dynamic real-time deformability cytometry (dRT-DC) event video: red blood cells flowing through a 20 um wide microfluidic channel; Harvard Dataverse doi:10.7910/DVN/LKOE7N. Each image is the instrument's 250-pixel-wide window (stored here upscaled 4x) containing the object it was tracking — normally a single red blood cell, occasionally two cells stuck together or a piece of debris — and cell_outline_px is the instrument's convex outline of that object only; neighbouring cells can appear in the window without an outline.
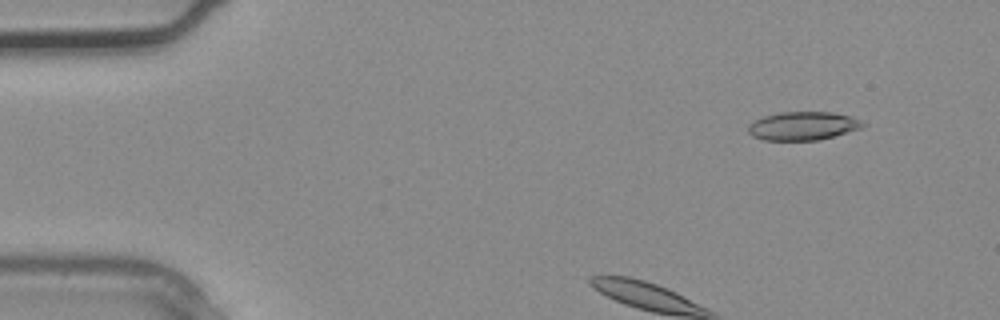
{"species": "common noctule bat (a hibernating species)", "species_latin": "Nyctalus noctula", "temperature_condition": "warm", "stored_images_in_passage": 2, "camera_frame_rate_fps": 3000, "um_per_image_px": 0.085, "animal": {"sex": "male", "body_mass_g": 20.4}, "frame": {"image": 1, "passage_image": 1, "time_ms": 0.0, "image_size_px": [1000, 320], "cell_outline_px": [[868, 124], [860, 128], [820, 140], [764, 140], [752, 136], [748, 132], [748, 124], [752, 120], [764, 116], [780, 112], [832, 112], [852, 116]], "centroid_in_image_um": [68.23, 10.7], "position_along_channel_um": 16.8, "area_um2": 19.13}}